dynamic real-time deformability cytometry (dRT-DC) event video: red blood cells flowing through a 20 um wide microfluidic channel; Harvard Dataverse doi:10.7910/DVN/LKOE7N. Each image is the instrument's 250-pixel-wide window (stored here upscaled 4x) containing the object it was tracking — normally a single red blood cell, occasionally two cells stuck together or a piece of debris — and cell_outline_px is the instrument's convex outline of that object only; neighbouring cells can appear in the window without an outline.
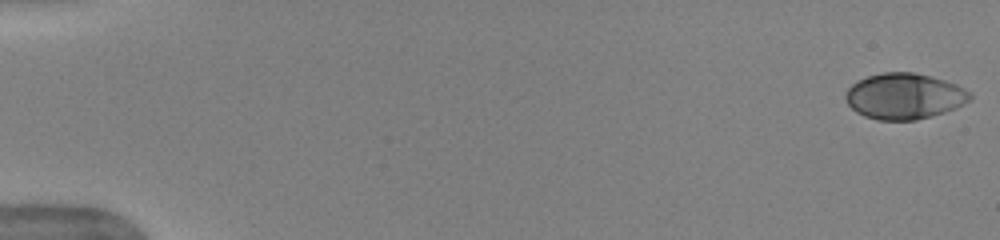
{"species": "human", "species_latin": "Homo sapiens", "temperature_condition": "warm", "stored_images_in_passage": 52, "camera_frame_rate_fps": 3000, "um_per_image_px": 0.085, "donor": {"sex": "female"}, "frame": {"image": 1, "passage_image": 1, "time_ms": 0.0, "image_size_px": [1000, 240], "cell_outline_px": [[972, 100], [956, 108], [944, 112], [916, 120], [876, 120], [864, 116], [856, 112], [848, 104], [844, 96], [844, 92], [856, 80], [880, 72], [912, 72], [944, 80], [956, 84], [972, 92]], "centroid_in_image_um": [76.86, 8.17], "position_along_channel_um": 8.1, "area_um2": 33.52}}
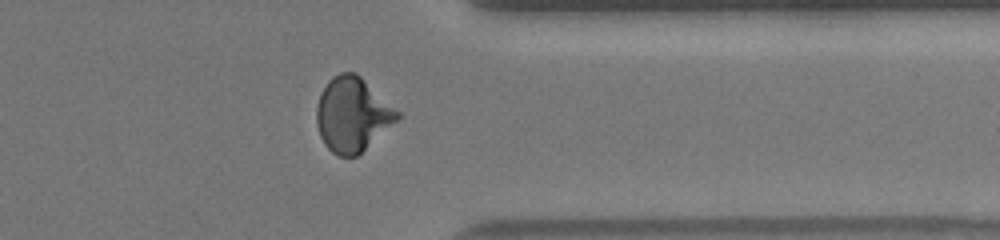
{"frame": {"image": 2, "passage_image": 42, "time_ms": 13.667, "image_size_px": [1000, 240], "cell_outline_px": [[400, 120], [356, 156], [340, 156], [332, 152], [324, 144], [320, 136], [316, 124], [316, 108], [320, 92], [328, 80], [332, 76], [340, 72], [356, 72], [400, 112]], "centroid_in_image_um": [29.95, 9.72], "position_along_channel_um": 381.4, "area_um2": 35.2}}
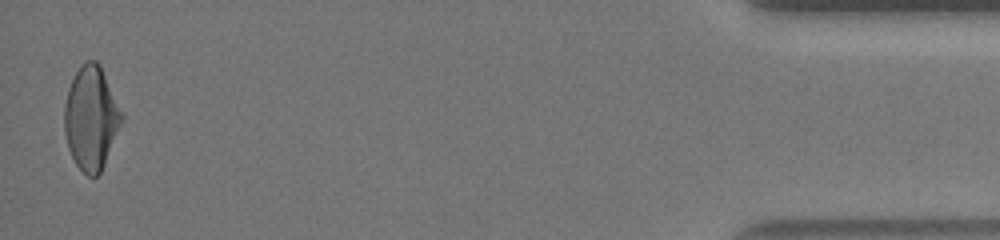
{"frame": {"image": 3, "passage_image": 51, "time_ms": 16.667, "image_size_px": [1000, 240], "cell_outline_px": [[124, 120], [104, 164], [100, 172], [96, 176], [88, 176], [76, 164], [68, 148], [64, 132], [64, 104], [68, 88], [80, 64], [84, 60], [96, 60], [100, 64], [124, 116]], "centroid_in_image_um": [7.74, 10.0], "position_along_channel_um": 427.5, "area_um2": 34.62}, "authors_computed_cell_mechanics": {"area_um2": 33.235, "velocity_mm_per_s": 3.9788, "shape_relaxation_time_tau1_ms": 5.0385, "shape_relaxation_time_tau2_ms": 0.745, "deformation_change_tau1": 0.1841, "deformation_change_tau2": 0.0545}}